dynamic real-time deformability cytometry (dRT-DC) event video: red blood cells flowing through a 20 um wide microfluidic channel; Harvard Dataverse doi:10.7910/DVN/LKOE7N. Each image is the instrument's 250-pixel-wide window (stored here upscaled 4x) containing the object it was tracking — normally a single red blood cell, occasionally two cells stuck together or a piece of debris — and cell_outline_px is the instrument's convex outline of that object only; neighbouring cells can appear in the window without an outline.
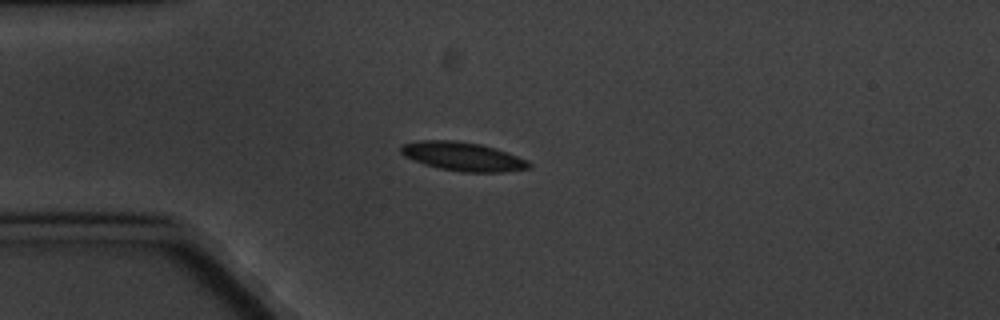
{"species": "common noctule bat (a hibernating species)", "species_latin": "Nyctalus noctula", "temperature_condition": "cold", "stored_images_in_passage": 6, "camera_frame_rate_fps": 3000, "um_per_image_px": 0.085, "animal": {"sex": "male", "body_mass_g": 20.1, "forearm_length_mm": 53.5}, "frame": {"image": 1, "passage_image": 3, "time_ms": 3.0, "image_size_px": [1000, 320], "cell_outline_px": [[532, 168], [500, 172], [460, 172], [440, 168], [424, 164], [404, 156], [400, 152], [400, 148], [404, 144], [420, 140], [456, 140], [480, 144], [496, 148], [508, 152], [528, 160], [532, 164]], "centroid_in_image_um": [39.38, 13.3], "position_along_channel_um": 45.6, "area_um2": 21.56}}